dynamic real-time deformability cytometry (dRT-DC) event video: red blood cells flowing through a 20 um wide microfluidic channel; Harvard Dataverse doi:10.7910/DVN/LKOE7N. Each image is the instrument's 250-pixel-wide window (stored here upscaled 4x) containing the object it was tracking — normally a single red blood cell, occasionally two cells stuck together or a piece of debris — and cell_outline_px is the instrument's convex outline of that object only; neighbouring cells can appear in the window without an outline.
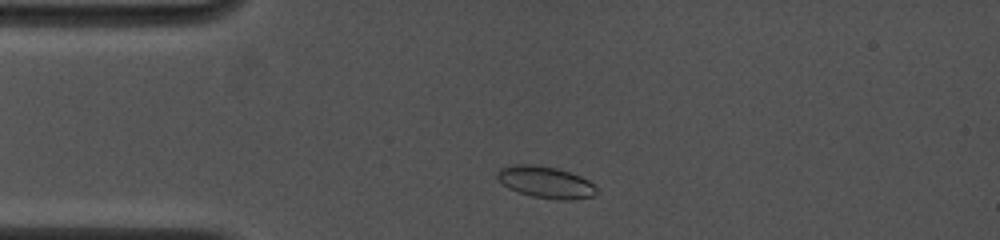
{"species": "common noctule bat (a hibernating species)", "species_latin": "Nyctalus noctula", "temperature_condition": "cold", "stored_images_in_passage": 20, "camera_frame_rate_fps": 4500, "um_per_image_px": 0.085, "animal": {"sex": "female", "body_mass_g": 19.0, "forearm_length_mm": 53.3}, "frame": {"image": 1, "passage_image": 2, "time_ms": 0.444, "image_size_px": [1000, 240], "cell_outline_px": [[600, 192], [592, 196], [572, 200], [560, 200], [532, 196], [508, 188], [496, 176], [496, 172], [500, 168], [516, 164], [532, 164], [556, 168], [580, 176], [588, 180]], "centroid_in_image_um": [46.39, 15.49], "position_along_channel_um": 38.6, "area_um2": 18.21}}
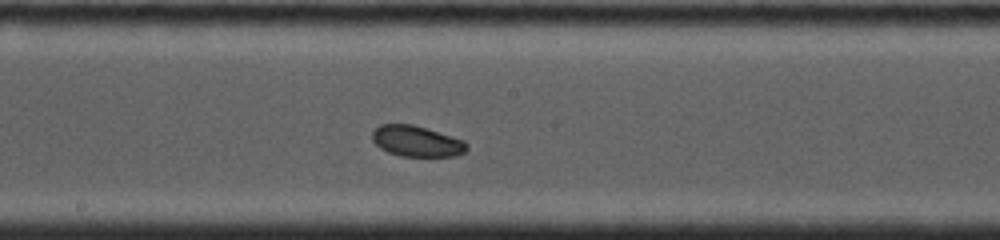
{"frame": {"image": 2, "passage_image": 11, "time_ms": 5.556, "image_size_px": [1000, 240], "cell_outline_px": [[468, 148], [464, 152], [452, 156], [400, 156], [388, 152], [380, 148], [372, 140], [372, 132], [380, 124], [412, 124], [464, 140], [468, 144]], "centroid_in_image_um": [35.4, 12.0], "position_along_channel_um": 212.8, "area_um2": 16.88}}
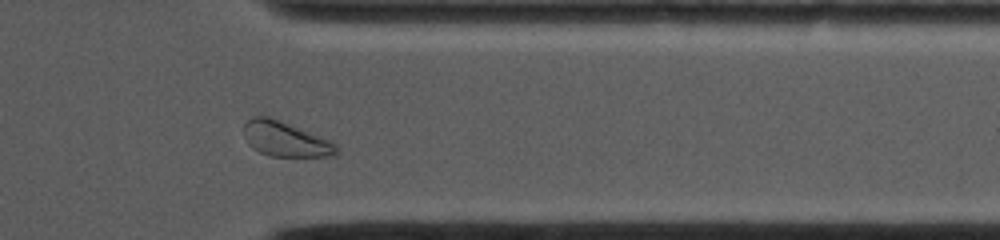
{"frame": {"image": 3, "passage_image": 18, "time_ms": 10.0, "image_size_px": [1000, 240], "cell_outline_px": [[340, 152], [336, 156], [268, 156], [252, 148], [248, 144], [244, 132], [244, 124], [252, 116], [268, 116], [280, 120], [336, 140], [340, 148]], "centroid_in_image_um": [24.37, 11.82], "position_along_channel_um": 387.0, "area_um2": 19.54}, "authors_computed_cell_mechanics": {"area_um2": 17.7735, "velocity_mm_per_s": 3.9056, "shape_relaxation_time_tau1_ms": 2.7297, "shape_relaxation_time_tau2_ms": 2.645, "deformation_change_tau1": 0.0667, "deformation_change_tau2": 0.0562}}